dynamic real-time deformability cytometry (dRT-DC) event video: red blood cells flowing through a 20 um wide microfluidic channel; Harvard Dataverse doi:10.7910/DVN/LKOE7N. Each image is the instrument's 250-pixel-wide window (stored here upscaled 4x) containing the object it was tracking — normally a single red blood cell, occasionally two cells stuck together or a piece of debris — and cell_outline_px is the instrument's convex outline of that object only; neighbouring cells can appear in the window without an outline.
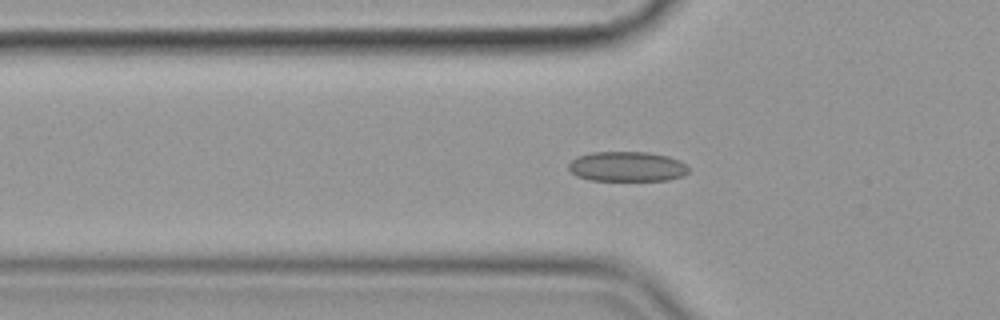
{"species": "common noctule bat (a hibernating species)", "species_latin": "Nyctalus noctula", "temperature_condition": "cold", "stored_images_in_passage": 57, "camera_frame_rate_fps": 3000, "um_per_image_px": 0.085, "animal": {"sex": "female", "body_mass_g": 19.9}, "frame": {"image": 1, "passage_image": 18, "time_ms": 5.667, "image_size_px": [1000, 320], "cell_outline_px": [[688, 172], [684, 176], [668, 180], [588, 180], [576, 176], [568, 168], [568, 164], [576, 156], [592, 152], [648, 152], [668, 156], [680, 160], [688, 168]], "centroid_in_image_um": [53.29, 14.15], "position_along_channel_um": 72.5, "area_um2": 21.04}}
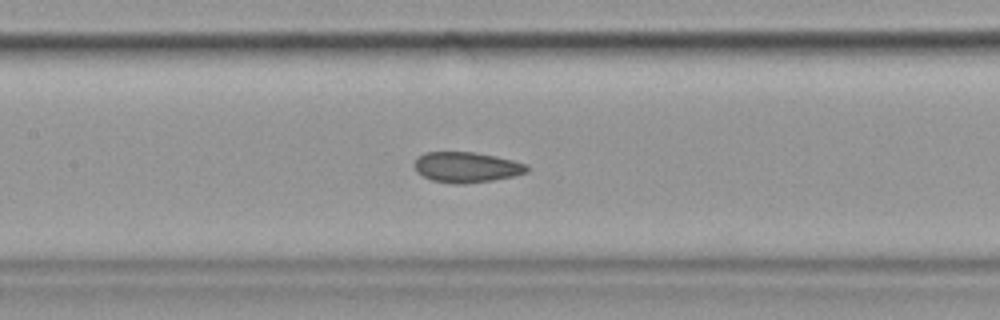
{"frame": {"image": 2, "passage_image": 26, "time_ms": 8.333, "image_size_px": [1000, 320], "cell_outline_px": [[528, 172], [512, 176], [492, 180], [464, 184], [456, 184], [432, 180], [424, 176], [416, 168], [416, 160], [424, 152], [476, 152], [496, 156], [512, 160], [524, 164], [528, 168]], "centroid_in_image_um": [39.68, 14.21], "position_along_channel_um": 167.7, "area_um2": 19.59}}
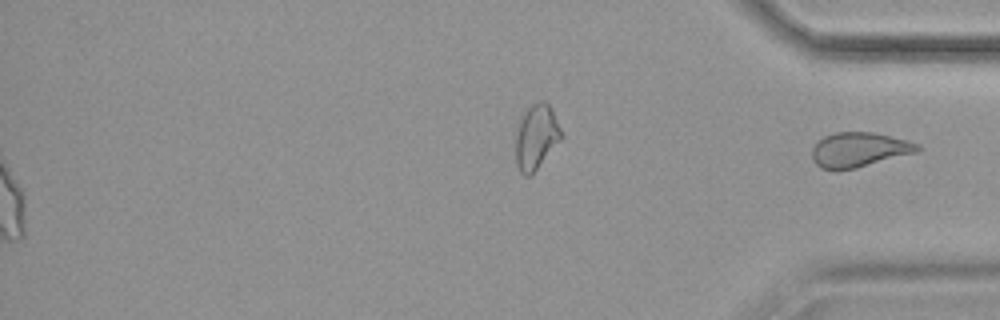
{"frame": {"image": 3, "passage_image": 57, "time_ms": 18.667, "image_size_px": [1000, 320], "cell_outline_px": [[920, 148], [916, 152], [856, 168], [836, 172], [820, 168], [812, 160], [812, 148], [824, 136], [836, 132], [876, 132], [908, 140], [920, 144]], "centroid_in_image_um": [73.0, 12.74], "position_along_channel_um": 362.2, "area_um2": 21.56}}